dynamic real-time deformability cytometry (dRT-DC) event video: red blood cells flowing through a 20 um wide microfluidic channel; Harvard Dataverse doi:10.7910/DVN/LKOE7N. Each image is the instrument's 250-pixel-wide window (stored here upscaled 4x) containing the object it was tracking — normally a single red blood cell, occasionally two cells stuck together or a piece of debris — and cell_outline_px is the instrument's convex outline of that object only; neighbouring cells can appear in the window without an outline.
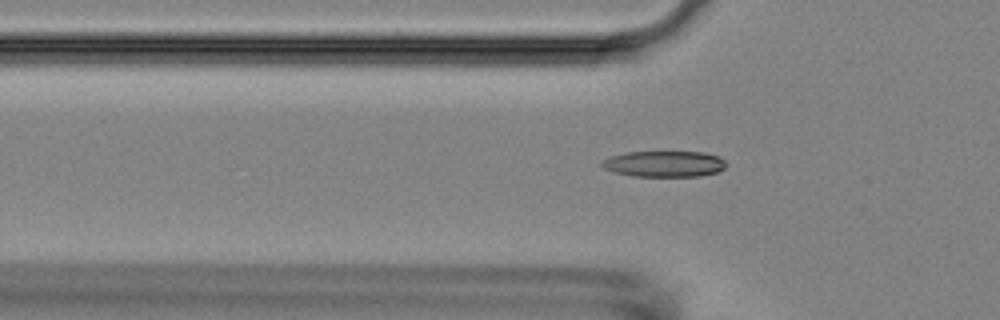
{"species": "Egyptian fruit bat (a non-hibernating species)", "species_latin": "Rousettus aegyptiacus", "temperature_condition": "room temperature", "stored_images_in_passage": 49, "camera_frame_rate_fps": 3000, "um_per_image_px": 0.085, "animal": {"sex": "female"}, "frame": {"image": 1, "passage_image": 18, "time_ms": 5.667, "image_size_px": [1000, 320], "cell_outline_px": [[728, 164], [724, 168], [716, 172], [700, 176], [632, 176], [616, 172], [604, 168], [600, 164], [600, 160], [612, 156], [628, 152], [704, 152], [720, 156]], "centroid_in_image_um": [56.48, 13.92], "position_along_channel_um": 69.3, "area_um2": 18.84}}
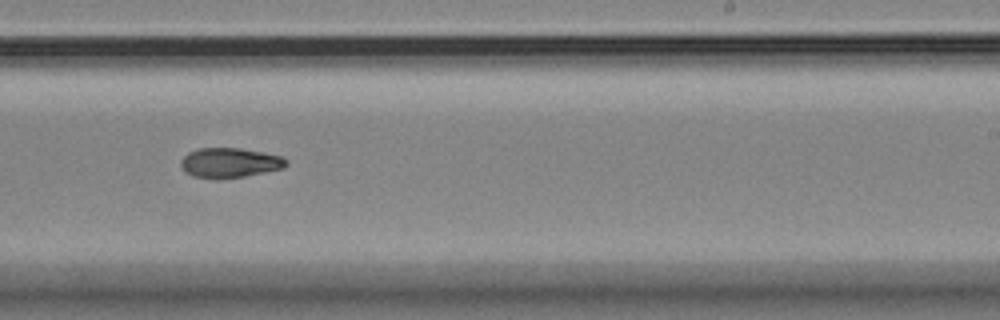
{"frame": {"image": 2, "passage_image": 34, "time_ms": 11.0, "image_size_px": [1000, 320], "cell_outline_px": [[288, 164], [284, 168], [244, 176], [220, 180], [216, 180], [192, 176], [184, 172], [180, 164], [180, 160], [188, 152], [196, 148], [240, 148], [264, 152], [284, 156], [288, 160]], "centroid_in_image_um": [19.52, 13.84], "position_along_channel_um": 269.5, "area_um2": 18.79}}
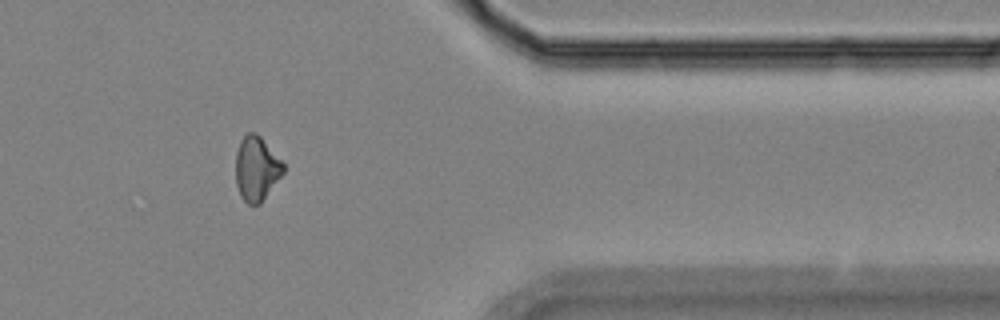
{"frame": {"image": 3, "passage_image": 45, "time_ms": 14.667, "image_size_px": [1000, 320], "cell_outline_px": [[284, 172], [260, 204], [248, 204], [240, 196], [236, 184], [236, 152], [240, 140], [248, 132], [256, 132], [260, 136], [284, 164]], "centroid_in_image_um": [21.79, 14.33], "position_along_channel_um": 389.6, "area_um2": 17.74}}